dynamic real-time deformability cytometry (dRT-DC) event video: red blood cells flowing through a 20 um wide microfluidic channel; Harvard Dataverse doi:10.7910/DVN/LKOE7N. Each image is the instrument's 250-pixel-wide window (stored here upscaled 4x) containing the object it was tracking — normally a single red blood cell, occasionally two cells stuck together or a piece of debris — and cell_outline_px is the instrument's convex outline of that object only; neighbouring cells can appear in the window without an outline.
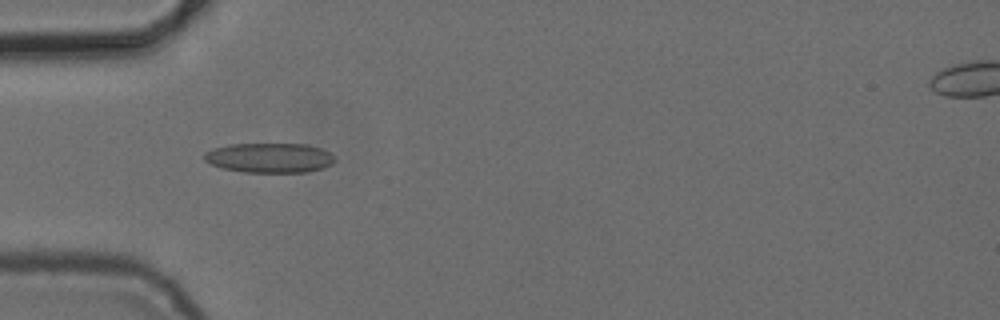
{"species": "common noctule bat (a hibernating species)", "species_latin": "Nyctalus noctula", "temperature_condition": "cold", "stored_images_in_passage": 6, "camera_frame_rate_fps": 3000, "um_per_image_px": 0.085, "animal": {"sex": "female", "body_mass_g": 24.6, "forearm_length_mm": 56.2}, "frame": {"image": 1, "passage_image": 2, "time_ms": 1.0, "image_size_px": [1000, 320], "cell_outline_px": [[336, 160], [332, 164], [308, 172], [244, 172], [220, 168], [204, 160], [204, 152], [212, 148], [232, 144], [308, 144], [320, 148], [336, 156]], "centroid_in_image_um": [22.9, 13.41], "position_along_channel_um": 62.1, "area_um2": 22.72}}
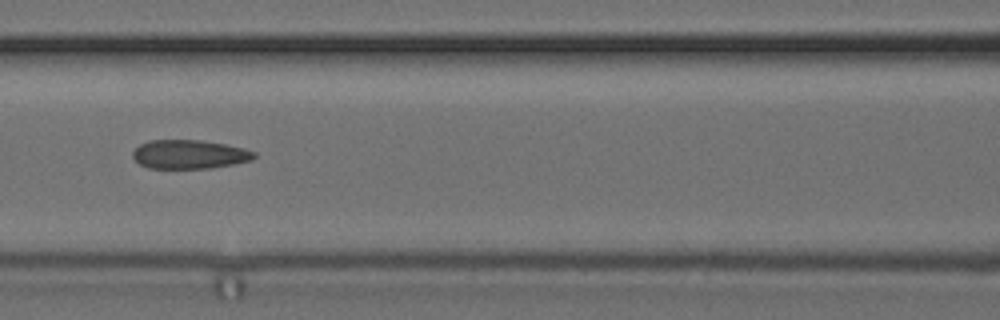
{"frame": {"image": 2, "passage_image": 4, "time_ms": 3.333, "image_size_px": [1000, 320], "cell_outline_px": [[256, 156], [252, 160], [212, 168], [148, 168], [140, 164], [132, 156], [132, 152], [140, 144], [148, 140], [200, 140], [224, 144], [244, 148], [256, 152]], "centroid_in_image_um": [16.09, 13.11], "position_along_channel_um": 150.5, "area_um2": 20.4}}
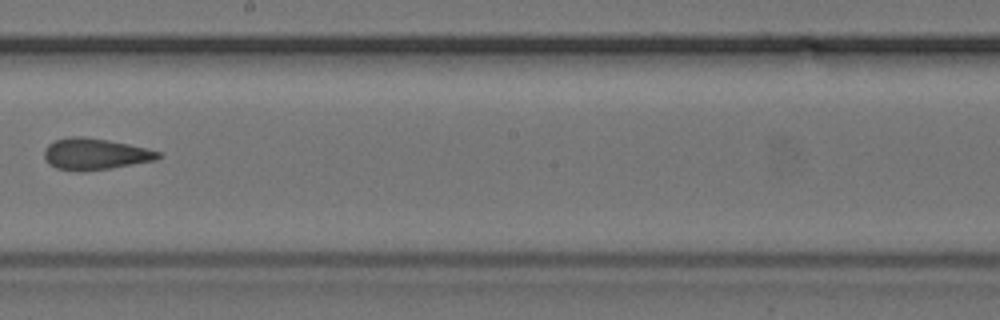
{"frame": {"image": 3, "passage_image": 6, "time_ms": 5.667, "image_size_px": [1000, 320], "cell_outline_px": [[164, 156], [156, 160], [108, 168], [80, 172], [56, 168], [48, 164], [44, 160], [44, 148], [48, 144], [56, 140], [68, 136], [84, 136], [108, 140], [128, 144], [164, 152]], "centroid_in_image_um": [8.08, 13.09], "position_along_channel_um": 240.1, "area_um2": 21.1}}